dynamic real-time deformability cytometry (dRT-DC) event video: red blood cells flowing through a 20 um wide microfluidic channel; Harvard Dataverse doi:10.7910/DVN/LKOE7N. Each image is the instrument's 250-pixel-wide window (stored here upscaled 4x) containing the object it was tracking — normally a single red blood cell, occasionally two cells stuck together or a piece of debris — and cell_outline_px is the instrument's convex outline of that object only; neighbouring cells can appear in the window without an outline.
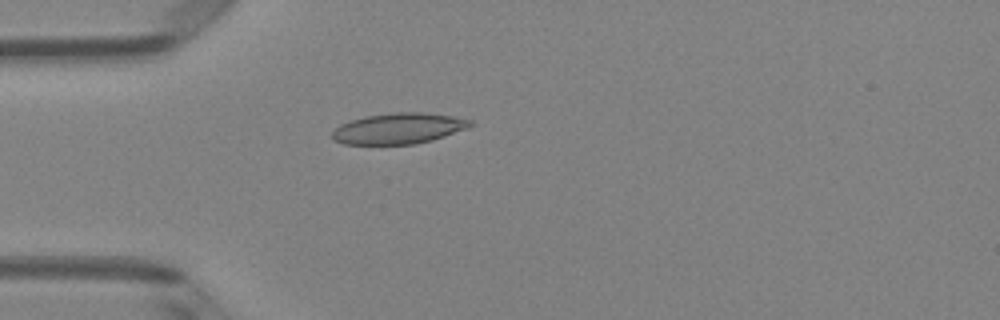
{"species": "Egyptian fruit bat (a non-hibernating species)", "species_latin": "Rousettus aegyptiacus", "temperature_condition": "room temperature", "stored_images_in_passage": 41, "camera_frame_rate_fps": 3000, "um_per_image_px": 0.085, "animal": {"sex": "female"}, "frame": {"image": 1, "passage_image": 6, "time_ms": 1.667, "image_size_px": [1000, 320], "cell_outline_px": [[472, 124], [468, 128], [432, 140], [416, 144], [344, 144], [336, 140], [332, 136], [332, 132], [340, 124], [352, 120], [368, 116], [396, 112], [420, 112], [452, 116], [472, 120]], "centroid_in_image_um": [33.9, 10.92], "position_along_channel_um": 51.1, "area_um2": 24.51}}
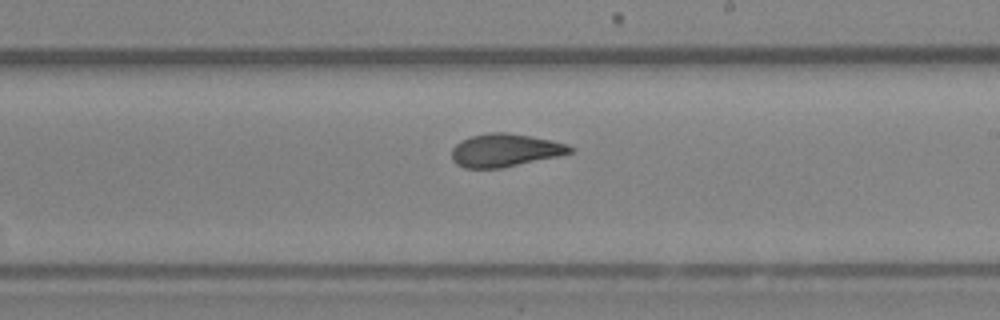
{"frame": {"image": 2, "passage_image": 21, "time_ms": 6.667, "image_size_px": [1000, 320], "cell_outline_px": [[576, 148], [572, 152], [556, 156], [500, 168], [464, 168], [456, 164], [452, 160], [452, 148], [460, 140], [472, 136], [488, 132], [504, 132], [532, 136], [552, 140], [568, 144]], "centroid_in_image_um": [42.91, 12.76], "position_along_channel_um": 246.1, "area_um2": 22.72}}
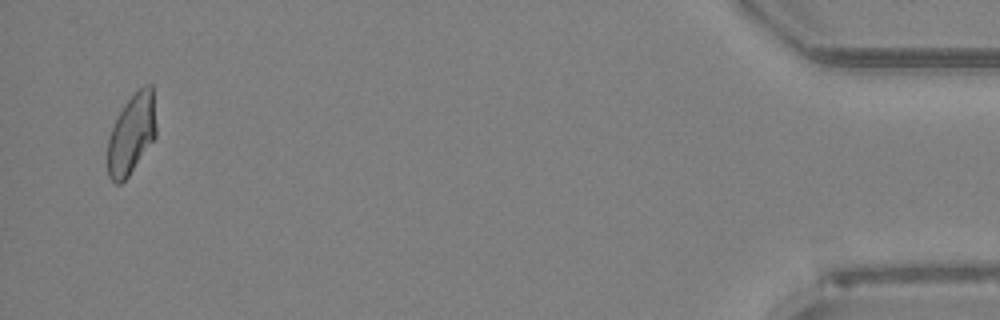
{"frame": {"image": 3, "passage_image": 40, "time_ms": 13.0, "image_size_px": [1000, 320], "cell_outline_px": [[156, 136], [128, 176], [120, 184], [116, 184], [108, 176], [108, 136], [124, 104], [144, 84], [152, 84], [156, 128]], "centroid_in_image_um": [11.18, 11.39], "position_along_channel_um": 424.0, "area_um2": 22.31}, "authors_computed_cell_mechanics": {"area_um2": 23.2356, "velocity_mm_per_s": 4.1224, "shape_relaxation_time_tau1_ms": 4.2268, "shape_relaxation_time_tau2_ms": 1.2236, "deformation_change_tau1": 0.1472, "deformation_change_tau2": 0.0693}}